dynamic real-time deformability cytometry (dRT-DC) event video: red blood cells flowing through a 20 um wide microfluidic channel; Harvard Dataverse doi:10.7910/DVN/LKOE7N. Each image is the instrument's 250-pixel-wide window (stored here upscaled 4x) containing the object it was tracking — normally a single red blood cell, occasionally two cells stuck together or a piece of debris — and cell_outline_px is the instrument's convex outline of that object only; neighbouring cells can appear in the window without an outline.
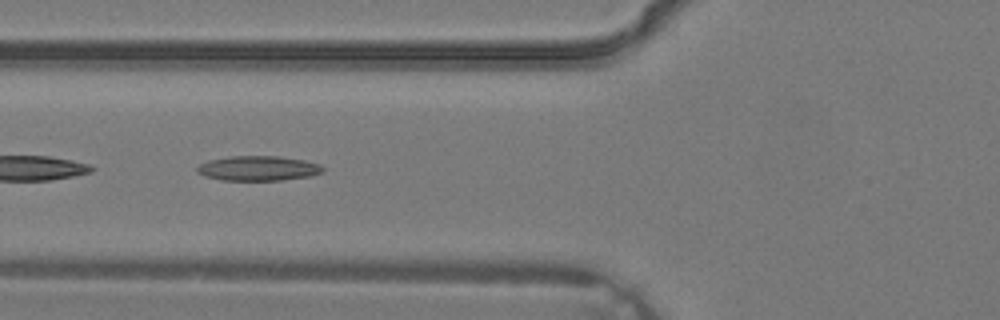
{"species": "common noctule bat (a hibernating species)", "species_latin": "Nyctalus noctula", "temperature_condition": "warm", "stored_images_in_passage": 6, "camera_frame_rate_fps": 3000, "um_per_image_px": 0.085, "animal": {"sex": "male", "body_mass_g": 19.2, "forearm_length_mm": 51.8}, "frame": {"image": 1, "passage_image": 6, "time_ms": 1.667, "image_size_px": [1000, 320], "cell_outline_px": [[324, 172], [312, 176], [280, 180], [220, 180], [204, 176], [196, 172], [196, 168], [200, 164], [208, 160], [228, 156], [280, 156], [304, 160], [320, 164], [324, 168]], "centroid_in_image_um": [21.95, 14.3], "position_along_channel_um": 103.9, "area_um2": 18.38}}